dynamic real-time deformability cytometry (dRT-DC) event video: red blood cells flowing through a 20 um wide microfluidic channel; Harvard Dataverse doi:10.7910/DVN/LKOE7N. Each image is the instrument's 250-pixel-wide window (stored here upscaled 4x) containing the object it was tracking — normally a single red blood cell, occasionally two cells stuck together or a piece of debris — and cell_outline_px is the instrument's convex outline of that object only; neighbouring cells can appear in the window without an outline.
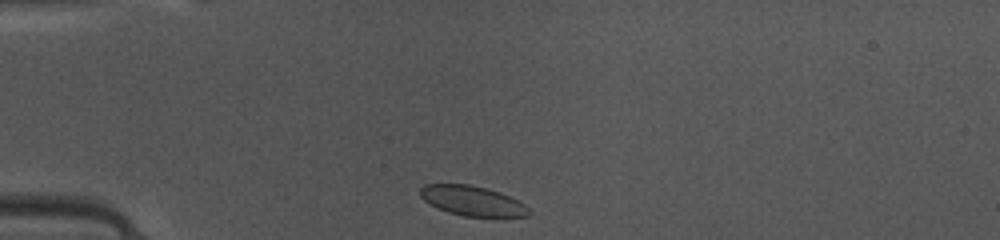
{"species": "common noctule bat (a hibernating species)", "species_latin": "Nyctalus noctula", "temperature_condition": "warm", "stored_images_in_passage": 37, "camera_frame_rate_fps": 3000, "um_per_image_px": 0.085, "animal": {"sex": "female", "body_mass_g": 10.0, "forearm_length_mm": 53.1}, "frame": {"image": 1, "passage_image": 1, "time_ms": 0.0, "image_size_px": [1000, 240], "cell_outline_px": [[532, 212], [528, 216], [496, 220], [492, 220], [464, 216], [448, 212], [436, 208], [424, 200], [420, 196], [420, 188], [424, 184], [468, 184], [500, 192], [524, 204]], "centroid_in_image_um": [40.21, 17.14], "position_along_channel_um": 44.8, "area_um2": 19.71}}
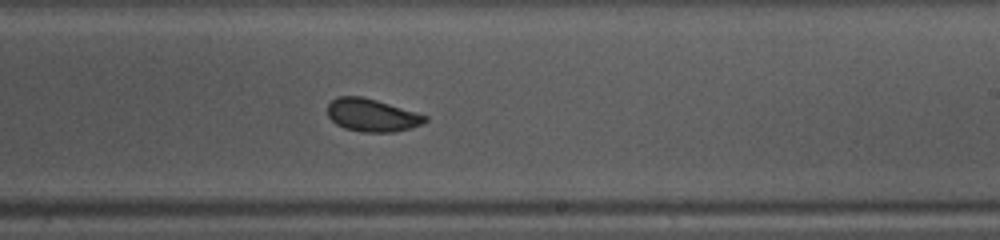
{"frame": {"image": 2, "passage_image": 18, "time_ms": 5.667, "image_size_px": [1000, 240], "cell_outline_px": [[428, 120], [412, 128], [392, 132], [360, 132], [344, 128], [336, 124], [328, 116], [328, 104], [336, 96], [360, 96], [376, 100], [416, 112], [428, 116]], "centroid_in_image_um": [31.6, 9.79], "position_along_channel_um": 257.4, "area_um2": 18.61}}
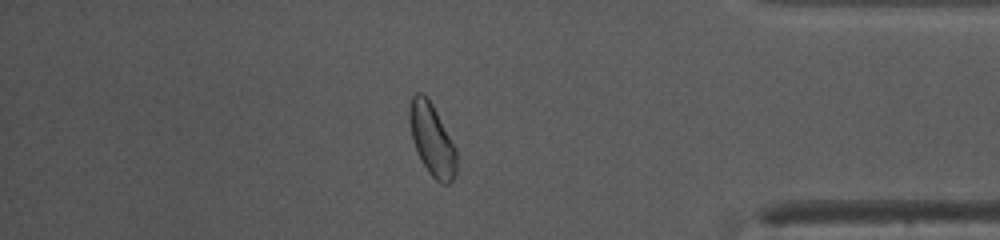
{"frame": {"image": 3, "passage_image": 30, "time_ms": 9.667, "image_size_px": [1000, 240], "cell_outline_px": [[456, 172], [452, 180], [448, 184], [440, 184], [428, 172], [412, 140], [408, 116], [408, 112], [412, 96], [416, 92], [420, 92], [428, 96], [456, 148]], "centroid_in_image_um": [36.71, 11.84], "position_along_channel_um": 398.5, "area_um2": 19.65}, "authors_computed_cell_mechanics": {"area_um2": 19.2474, "velocity_mm_per_s": 4.1353, "shape_relaxation_time_tau1_ms": 2.2214, "shape_relaxation_time_tau2_ms": null, "deformation_change_tau1": 0.0869, "deformation_change_tau2": null}}